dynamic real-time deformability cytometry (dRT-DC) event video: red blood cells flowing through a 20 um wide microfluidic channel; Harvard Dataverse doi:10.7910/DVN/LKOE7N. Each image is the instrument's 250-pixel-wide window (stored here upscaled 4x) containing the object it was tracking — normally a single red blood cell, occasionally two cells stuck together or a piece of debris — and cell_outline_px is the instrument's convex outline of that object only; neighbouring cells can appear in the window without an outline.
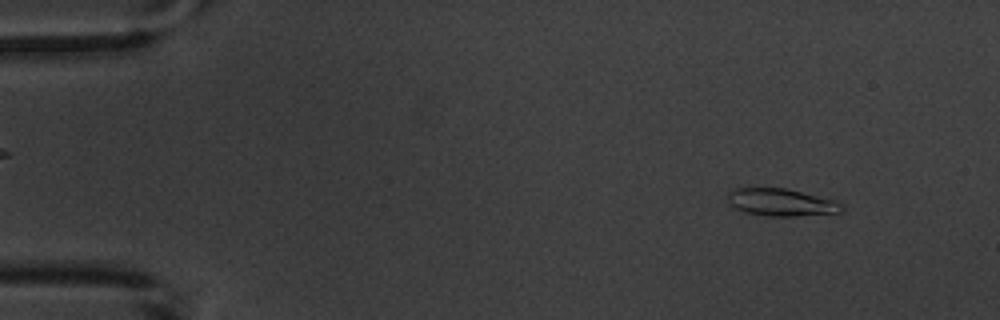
{"species": "common noctule bat (a hibernating species)", "species_latin": "Nyctalus noctula", "temperature_condition": "warm", "stored_images_in_passage": 4, "camera_frame_rate_fps": 3000, "um_per_image_px": 0.085, "animal": {"sex": "male", "body_mass_g": 20.1, "forearm_length_mm": 53.5}, "frame": {"image": 1, "passage_image": 4, "time_ms": 4.333, "image_size_px": [1000, 320], "cell_outline_px": [[844, 204], [840, 212], [796, 216], [764, 216], [744, 212], [736, 208], [728, 200], [728, 192], [736, 188], [784, 188], [836, 200]], "centroid_in_image_um": [66.41, 17.2], "position_along_channel_um": 18.6, "area_um2": 18.09}}